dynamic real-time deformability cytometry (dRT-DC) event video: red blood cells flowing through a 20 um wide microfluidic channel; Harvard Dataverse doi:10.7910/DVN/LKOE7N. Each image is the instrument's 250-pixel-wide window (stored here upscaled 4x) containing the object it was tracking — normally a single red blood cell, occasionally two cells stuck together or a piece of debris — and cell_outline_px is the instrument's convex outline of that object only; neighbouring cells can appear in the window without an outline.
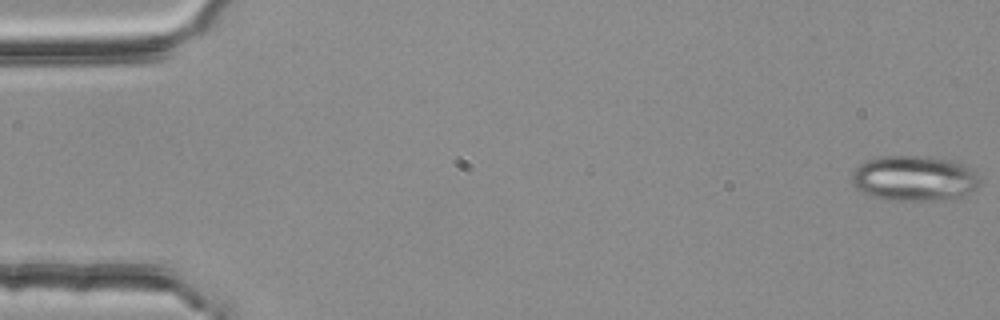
{"species": "common noctule bat (a hibernating species)", "species_latin": "Nyctalus noctula", "temperature_condition": "room temperature", "stored_images_in_passage": 52, "camera_frame_rate_fps": 3000, "um_per_image_px": 0.085, "animal": {"sex": "female", "body_mass_g": 25.1}, "frame": {"image": 1, "passage_image": 1, "time_ms": 0.0, "image_size_px": [1000, 320], "cell_outline_px": [[980, 184], [976, 188], [960, 196], [944, 200], [888, 200], [872, 196], [856, 188], [852, 184], [852, 172], [860, 164], [868, 160], [880, 156], [924, 156], [956, 160], [968, 164], [980, 180]], "centroid_in_image_um": [77.73, 15.14], "position_along_channel_um": 7.3, "area_um2": 33.99}}
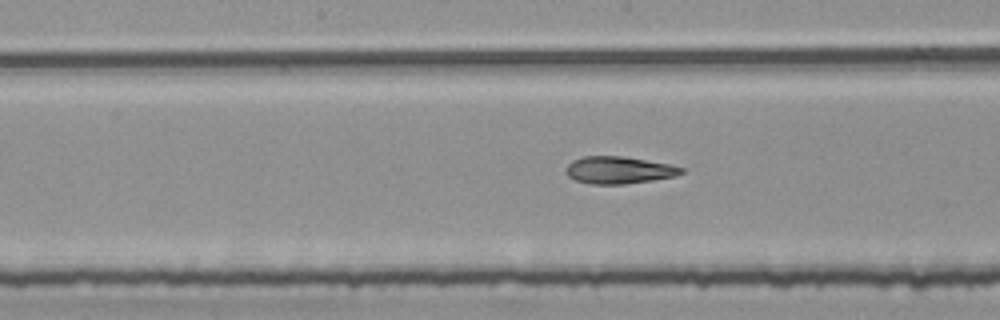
{"frame": {"image": 2, "passage_image": 28, "time_ms": 9.0, "image_size_px": [1000, 320], "cell_outline_px": [[684, 172], [676, 176], [652, 180], [624, 184], [588, 184], [576, 180], [568, 176], [564, 172], [564, 168], [572, 160], [584, 156], [624, 156], [668, 164], [684, 168]], "centroid_in_image_um": [52.56, 14.46], "position_along_channel_um": 195.6, "area_um2": 18.38}}
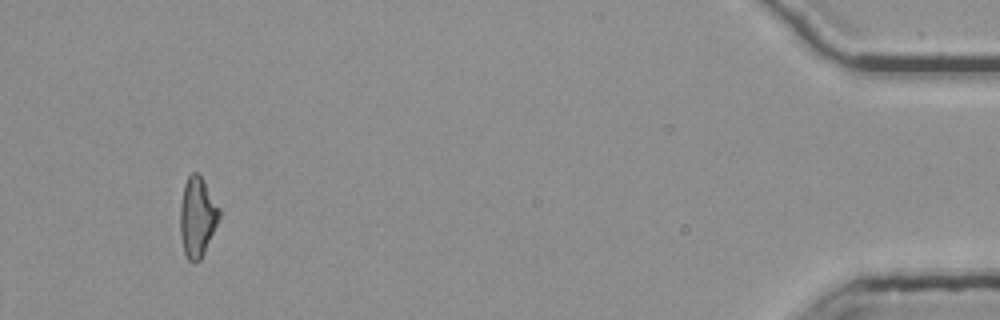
{"frame": {"image": 3, "passage_image": 52, "time_ms": 17.0, "image_size_px": [1000, 320], "cell_outline_px": [[220, 216], [204, 252], [200, 260], [188, 260], [184, 252], [180, 232], [180, 204], [184, 184], [188, 176], [192, 172], [196, 172], [200, 176], [220, 208]], "centroid_in_image_um": [16.75, 18.42], "position_along_channel_um": 418.4, "area_um2": 17.8}, "authors_computed_cell_mechanics": {"area_um2": 18.5249, "velocity_mm_per_s": 3.7749, "shape_relaxation_time_tau1_ms": 8.515, "shape_relaxation_time_tau2_ms": 4.407, "deformation_change_tau1": 0.2068, "deformation_change_tau2": 0.1372}}